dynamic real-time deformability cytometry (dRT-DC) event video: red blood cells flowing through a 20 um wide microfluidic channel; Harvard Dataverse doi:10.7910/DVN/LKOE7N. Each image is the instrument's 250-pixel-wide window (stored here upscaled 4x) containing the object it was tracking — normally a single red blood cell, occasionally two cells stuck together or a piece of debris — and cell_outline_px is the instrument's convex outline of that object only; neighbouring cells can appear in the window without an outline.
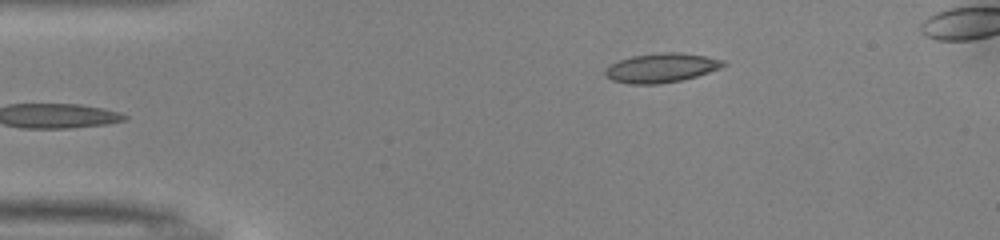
{"species": "common noctule bat (a hibernating species)", "species_latin": "Nyctalus noctula", "temperature_condition": "warm", "stored_images_in_passage": 35, "camera_frame_rate_fps": 3000, "um_per_image_px": 0.085, "animal": {"sex": "male", "body_mass_g": 13.0, "forearm_length_mm": 53.1}, "frame": {"image": 1, "passage_image": 1, "time_ms": 0.0, "image_size_px": [1000, 240], "cell_outline_px": [[728, 64], [720, 68], [696, 76], [680, 80], [656, 84], [628, 84], [612, 80], [604, 72], [612, 64], [620, 60], [632, 56], [660, 52], [680, 52], [704, 56], [724, 60]], "centroid_in_image_um": [56.24, 5.76], "position_along_channel_um": 28.8, "area_um2": 19.88}}
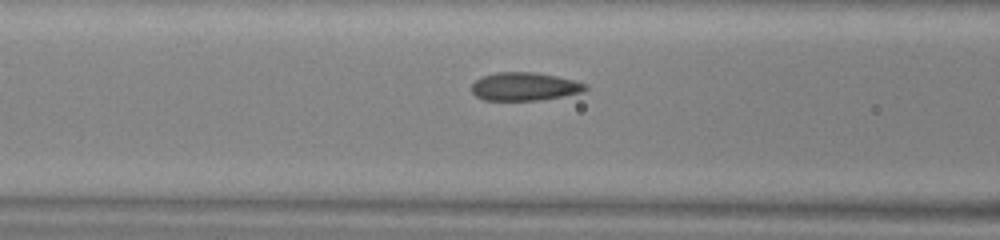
{"frame": {"image": 2, "passage_image": 12, "time_ms": 3.667, "image_size_px": [1000, 240], "cell_outline_px": [[588, 88], [580, 92], [564, 96], [540, 100], [484, 100], [476, 96], [472, 92], [472, 84], [476, 80], [484, 76], [496, 72], [532, 72], [556, 76], [576, 80], [588, 84]], "centroid_in_image_um": [44.61, 7.35], "position_along_channel_um": 122.0, "area_um2": 18.67}}
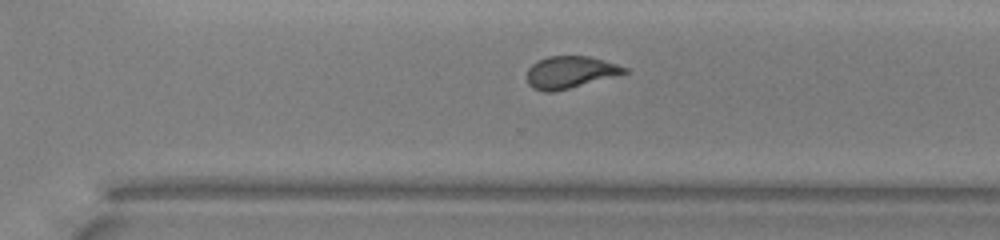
{"frame": {"image": 3, "passage_image": 27, "time_ms": 8.667, "image_size_px": [1000, 240], "cell_outline_px": [[628, 72], [620, 76], [552, 92], [544, 92], [532, 88], [528, 84], [528, 68], [536, 60], [548, 56], [588, 56], [604, 60], [628, 68]], "centroid_in_image_um": [48.48, 6.14], "position_along_channel_um": 322.1, "area_um2": 18.44}, "authors_computed_cell_mechanics": {"area_um2": 19.074, "velocity_mm_per_s": 4.0168, "shape_relaxation_time_tau1_ms": 5.103, "shape_relaxation_time_tau2_ms": 0.987, "deformation_change_tau1": 0.1346, "deformation_change_tau2": 0.0674}}